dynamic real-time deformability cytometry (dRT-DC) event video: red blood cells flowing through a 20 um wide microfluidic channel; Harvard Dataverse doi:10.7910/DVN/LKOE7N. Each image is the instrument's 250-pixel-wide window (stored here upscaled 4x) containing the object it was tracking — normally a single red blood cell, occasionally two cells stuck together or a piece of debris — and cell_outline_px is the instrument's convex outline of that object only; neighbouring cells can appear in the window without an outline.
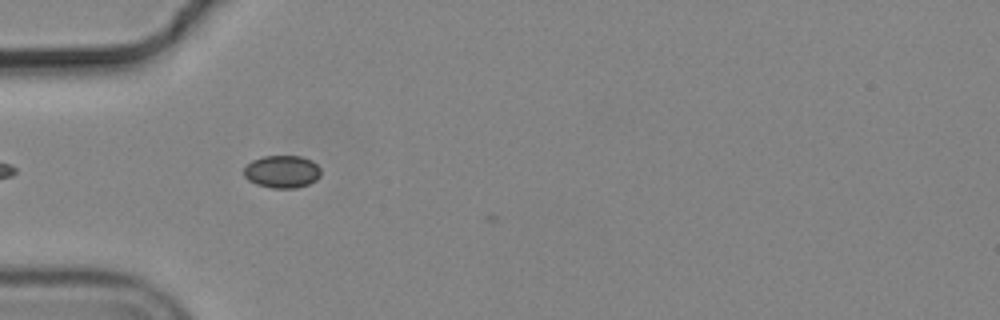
{"species": "common noctule bat (a hibernating species)", "species_latin": "Nyctalus noctula", "temperature_condition": "cold", "stored_images_in_passage": 3, "camera_frame_rate_fps": 3000, "um_per_image_px": 0.085, "animal": {"sex": "male", "body_mass_g": 19.2, "forearm_length_mm": 51.8}, "frame": {"image": 1, "passage_image": 2, "time_ms": 0.333, "image_size_px": [1000, 320], "cell_outline_px": [[320, 176], [316, 180], [308, 184], [296, 188], [272, 188], [256, 184], [248, 180], [244, 176], [244, 168], [252, 160], [264, 156], [300, 156], [312, 160], [320, 168]], "centroid_in_image_um": [23.98, 14.59], "position_along_channel_um": 61.0, "area_um2": 14.62}}